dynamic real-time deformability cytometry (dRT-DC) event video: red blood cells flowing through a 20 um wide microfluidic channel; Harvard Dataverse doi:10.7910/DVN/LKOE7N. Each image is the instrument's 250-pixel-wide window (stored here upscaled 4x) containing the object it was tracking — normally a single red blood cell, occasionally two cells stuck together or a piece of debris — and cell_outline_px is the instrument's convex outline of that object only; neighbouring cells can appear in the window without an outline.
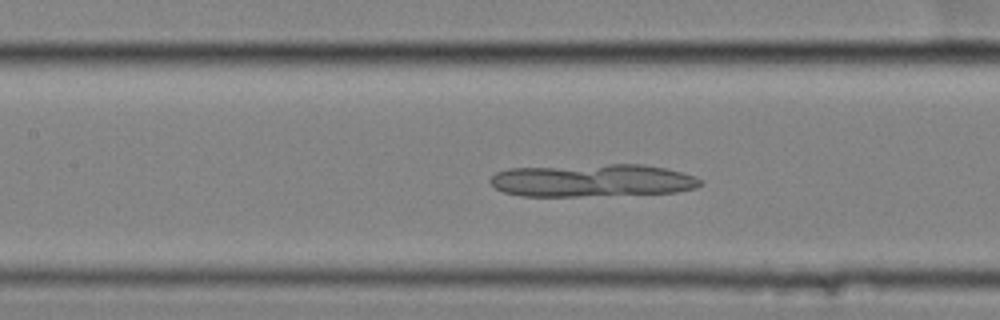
{"species": "common noctule bat (a hibernating species)", "species_latin": "Nyctalus noctula", "temperature_condition": "cold", "stored_images_in_passage": 33, "camera_frame_rate_fps": 3000, "um_per_image_px": 0.085, "animal": {"sex": "female", "body_mass_g": 25.1}, "frame": {"image": 1, "passage_image": 28, "time_ms": 9.0, "image_size_px": [1000, 320], "cell_outline_px": [[704, 184], [696, 188], [676, 192], [580, 196], [520, 196], [504, 192], [496, 188], [488, 180], [496, 172], [508, 168], [608, 164], [644, 164], [664, 168], [696, 176], [704, 180]], "centroid_in_image_um": [50.36, 15.33], "position_along_channel_um": 157.0, "area_um2": 40.23}}